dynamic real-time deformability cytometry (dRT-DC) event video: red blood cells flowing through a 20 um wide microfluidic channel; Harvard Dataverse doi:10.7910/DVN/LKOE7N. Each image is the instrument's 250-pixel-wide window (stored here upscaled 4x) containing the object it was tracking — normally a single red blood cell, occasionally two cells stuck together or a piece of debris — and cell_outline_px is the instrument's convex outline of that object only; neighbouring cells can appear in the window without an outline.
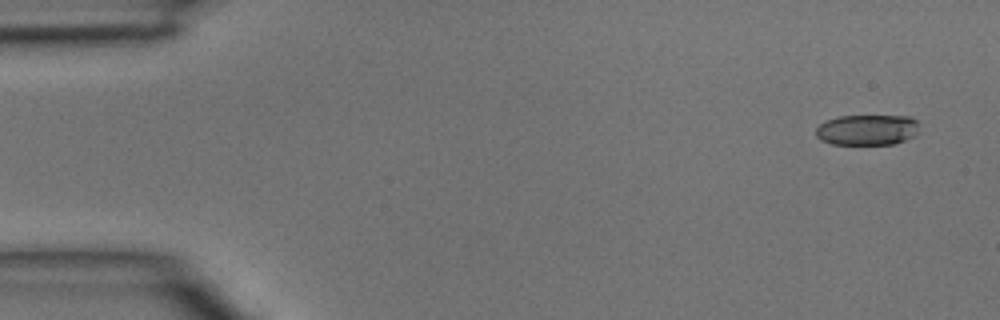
{"species": "common noctule bat (a hibernating species)", "species_latin": "Nyctalus noctula", "temperature_condition": "room temperature", "stored_images_in_passage": 3, "camera_frame_rate_fps": 3000, "um_per_image_px": 0.085, "animal": {"sex": "male", "body_mass_g": 15.6}, "frame": {"image": 1, "passage_image": 1, "time_ms": 0.0, "image_size_px": [1000, 320], "cell_outline_px": [[916, 136], [892, 144], [832, 144], [820, 140], [816, 136], [816, 128], [820, 124], [828, 120], [840, 116], [912, 116], [916, 120]], "centroid_in_image_um": [73.69, 11.04], "position_along_channel_um": 11.3, "area_um2": 18.32}}
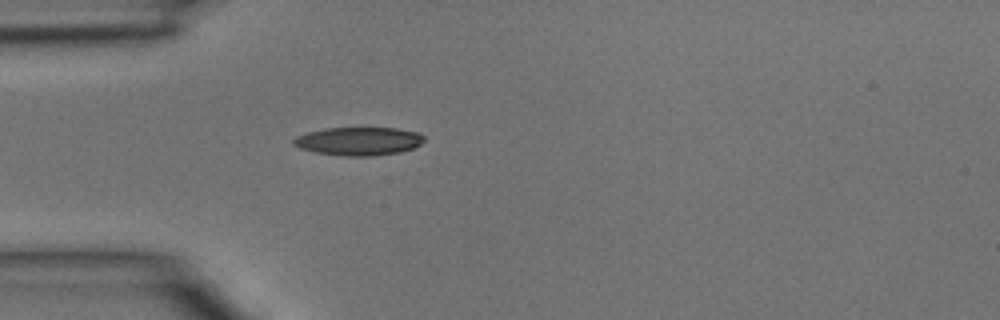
{"frame": {"image": 2, "passage_image": 3, "time_ms": 0.667, "image_size_px": [1000, 320], "cell_outline_px": [[424, 140], [420, 144], [412, 148], [400, 152], [372, 156], [340, 156], [316, 152], [300, 148], [292, 144], [292, 140], [296, 136], [308, 132], [324, 128], [396, 128], [416, 132], [424, 136]], "centroid_in_image_um": [30.46, 12.0], "position_along_channel_um": 54.5, "area_um2": 21.5}}